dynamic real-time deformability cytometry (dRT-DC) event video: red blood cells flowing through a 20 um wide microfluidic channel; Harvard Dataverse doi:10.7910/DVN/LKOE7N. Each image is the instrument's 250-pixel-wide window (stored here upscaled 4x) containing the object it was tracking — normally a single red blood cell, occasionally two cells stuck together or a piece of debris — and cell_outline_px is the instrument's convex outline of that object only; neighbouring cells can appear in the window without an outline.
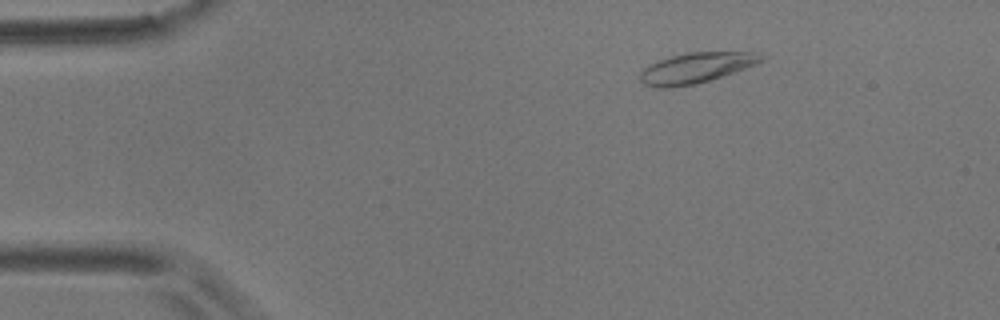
{"species": "common noctule bat (a hibernating species)", "species_latin": "Nyctalus noctula", "temperature_condition": "room temperature", "stored_images_in_passage": 47, "camera_frame_rate_fps": 3000, "um_per_image_px": 0.085, "animal": {"sex": "male", "body_mass_g": 17.9}, "frame": {"image": 1, "passage_image": 1, "time_ms": 0.0, "image_size_px": [1000, 320], "cell_outline_px": [[764, 60], [756, 64], [724, 76], [696, 84], [664, 88], [656, 88], [644, 84], [640, 80], [640, 72], [644, 68], [668, 56], [688, 52], [752, 52]], "centroid_in_image_um": [59.11, 5.78], "position_along_channel_um": 25.9, "area_um2": 21.27}}
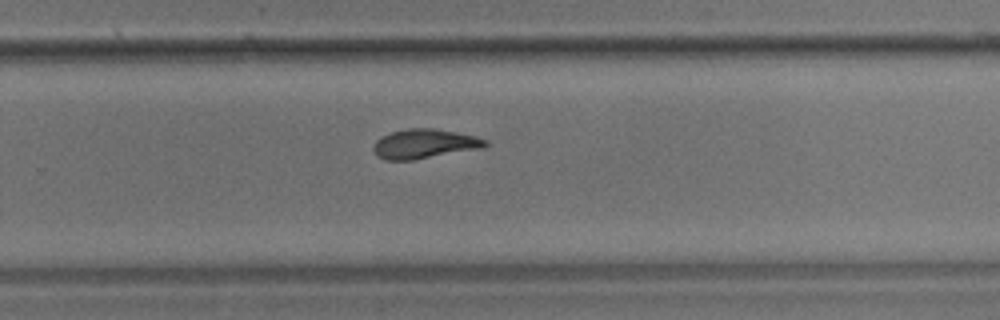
{"frame": {"image": 2, "passage_image": 28, "time_ms": 9.0, "image_size_px": [1000, 320], "cell_outline_px": [[488, 144], [484, 148], [412, 160], [384, 160], [376, 156], [372, 148], [376, 140], [380, 136], [392, 132], [408, 128], [436, 128], [476, 136], [488, 140]], "centroid_in_image_um": [36.07, 12.22], "position_along_channel_um": 293.7, "area_um2": 19.42}}
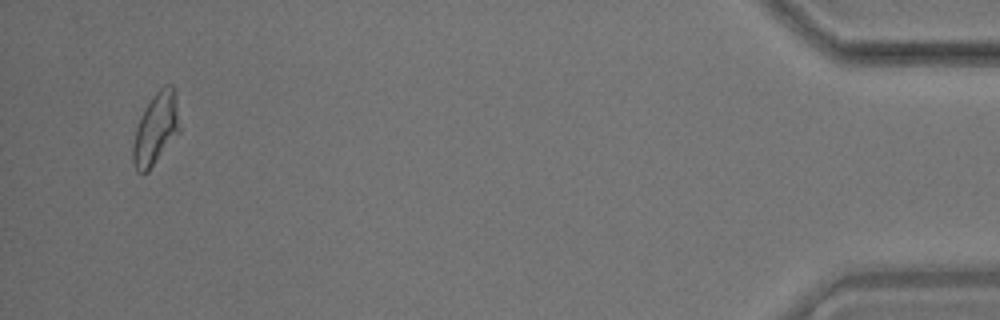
{"frame": {"image": 3, "passage_image": 45, "time_ms": 14.667, "image_size_px": [1000, 320], "cell_outline_px": [[180, 132], [148, 172], [136, 172], [132, 160], [132, 144], [136, 128], [140, 116], [152, 96], [164, 84], [172, 84], [176, 88], [180, 128]], "centroid_in_image_um": [13.26, 10.92], "position_along_channel_um": 421.9, "area_um2": 19.94}, "authors_computed_cell_mechanics": {"area_um2": 19.4208, "velocity_mm_per_s": 3.6416, "shape_relaxation_time_tau1_ms": 7.3881, "shape_relaxation_time_tau2_ms": 3.8211, "deformation_change_tau1": 0.1903, "deformation_change_tau2": 0.1138}}